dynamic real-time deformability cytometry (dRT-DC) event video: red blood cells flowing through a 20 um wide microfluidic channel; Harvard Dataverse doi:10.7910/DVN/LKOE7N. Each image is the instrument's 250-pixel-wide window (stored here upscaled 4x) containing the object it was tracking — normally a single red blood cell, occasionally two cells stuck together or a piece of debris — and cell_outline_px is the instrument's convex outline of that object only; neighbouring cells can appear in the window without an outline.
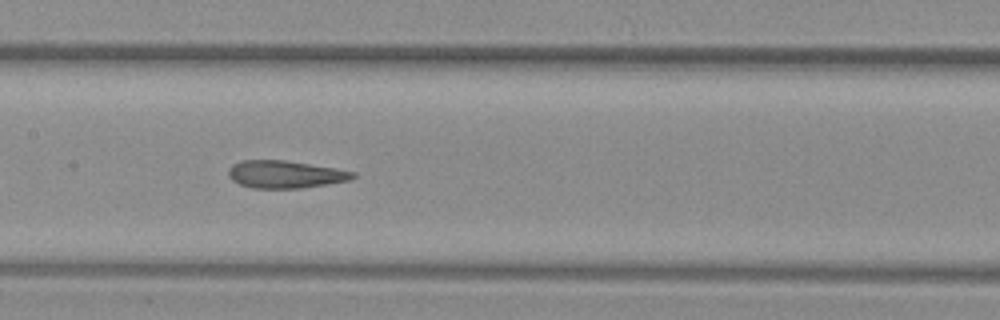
{"species": "common noctule bat (a hibernating species)", "species_latin": "Nyctalus noctula", "temperature_condition": "warm", "stored_images_in_passage": 36, "camera_frame_rate_fps": 3000, "um_per_image_px": 0.085, "animal": {"sex": "female", "body_mass_g": 29.2, "forearm_length_mm": 56.3}, "frame": {"image": 1, "passage_image": 11, "time_ms": 3.333, "image_size_px": [1000, 320], "cell_outline_px": [[356, 176], [352, 180], [300, 188], [252, 188], [240, 184], [232, 180], [228, 176], [228, 168], [232, 164], [244, 160], [284, 160], [336, 168], [356, 172]], "centroid_in_image_um": [24.25, 14.81], "position_along_channel_um": 183.2, "area_um2": 20.0}, "authors_computed_cell_mechanics": {"area_um2": 20.9814, "velocity_mm_per_s": 4.0577, "shape_relaxation_time_tau1_ms": 9.6183, "shape_relaxation_time_tau2_ms": 1.7284, "deformation_change_tau1": 0.2772, "deformation_change_tau2": 0.1051}}